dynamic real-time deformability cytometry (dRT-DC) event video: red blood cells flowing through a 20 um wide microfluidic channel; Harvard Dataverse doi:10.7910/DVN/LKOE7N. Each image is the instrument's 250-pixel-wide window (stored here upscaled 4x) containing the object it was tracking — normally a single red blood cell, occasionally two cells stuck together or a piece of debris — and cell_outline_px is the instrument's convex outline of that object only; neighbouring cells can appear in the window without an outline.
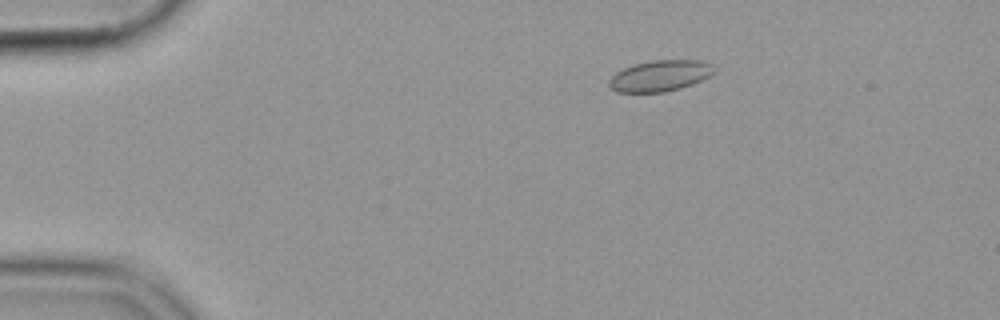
{"species": "common noctule bat (a hibernating species)", "species_latin": "Nyctalus noctula", "temperature_condition": "cold", "stored_images_in_passage": 56, "camera_frame_rate_fps": 3000, "um_per_image_px": 0.085, "animal": {"sex": "female", "body_mass_g": 19.9}, "frame": {"image": 1, "passage_image": 11, "time_ms": 3.333, "image_size_px": [1000, 320], "cell_outline_px": [[716, 72], [692, 84], [680, 88], [664, 92], [616, 92], [608, 84], [608, 80], [616, 72], [632, 64], [652, 60], [704, 60], [712, 64], [716, 68]], "centroid_in_image_um": [56.12, 6.43], "position_along_channel_um": 28.9, "area_um2": 19.13}}
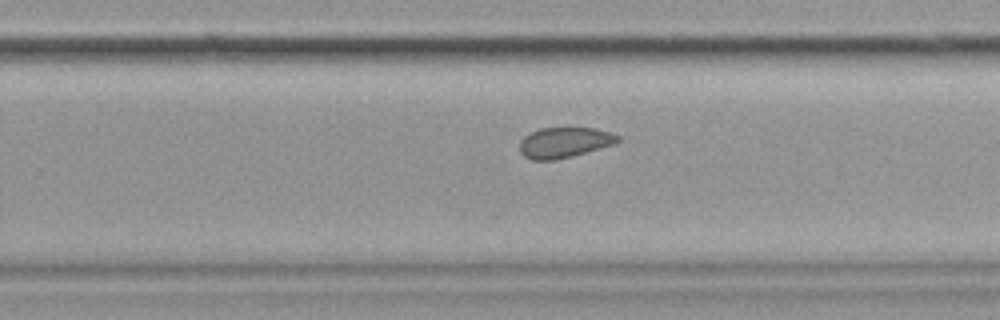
{"frame": {"image": 2, "passage_image": 37, "time_ms": 12.0, "image_size_px": [1000, 320], "cell_outline_px": [[620, 140], [616, 144], [572, 156], [552, 160], [532, 160], [524, 156], [520, 152], [520, 140], [524, 136], [540, 128], [596, 128], [612, 132], [620, 136]], "centroid_in_image_um": [48.0, 12.11], "position_along_channel_um": 281.8, "area_um2": 17.51}}
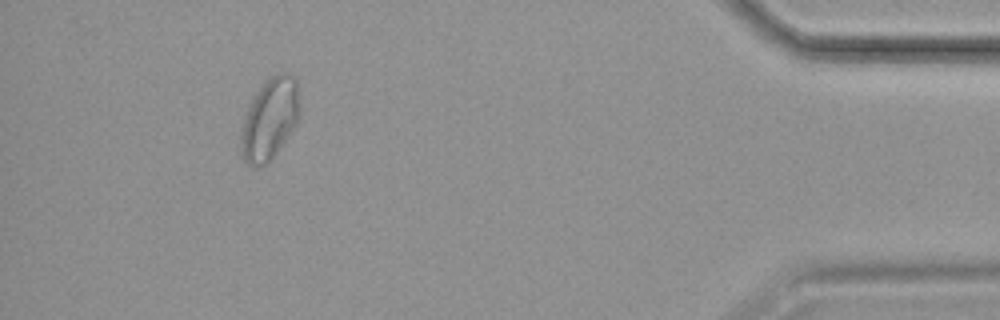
{"frame": {"image": 3, "passage_image": 52, "time_ms": 17.0, "image_size_px": [1000, 320], "cell_outline_px": [[300, 116], [296, 124], [288, 136], [268, 164], [248, 164], [244, 160], [240, 148], [240, 136], [244, 120], [252, 96], [276, 72], [288, 72], [296, 76], [300, 104]], "centroid_in_image_um": [22.96, 10.07], "position_along_channel_um": 412.2, "area_um2": 27.86}}